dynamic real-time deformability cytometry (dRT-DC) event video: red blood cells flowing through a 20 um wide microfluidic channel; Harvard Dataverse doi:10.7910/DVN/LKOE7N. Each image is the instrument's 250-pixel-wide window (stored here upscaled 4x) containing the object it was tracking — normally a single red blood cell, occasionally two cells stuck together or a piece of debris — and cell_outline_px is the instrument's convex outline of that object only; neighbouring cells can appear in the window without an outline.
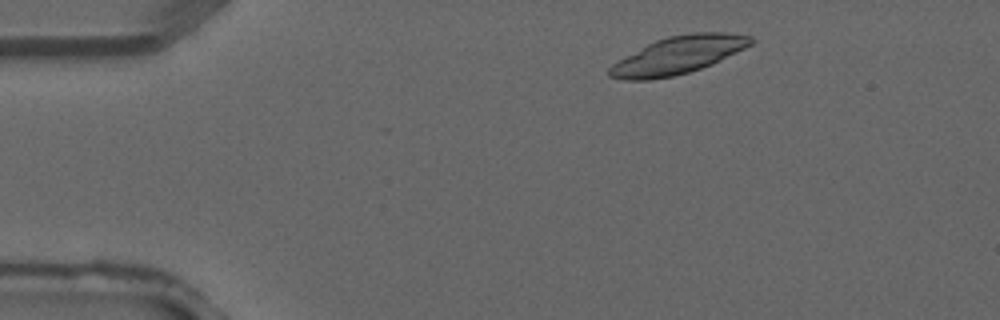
{"species": "common noctule bat (a hibernating species)", "species_latin": "Nyctalus noctula", "temperature_condition": "warm", "stored_images_in_passage": 2, "segment_of_instrument_passage": [2, 2], "camera_frame_rate_fps": 3000, "um_per_image_px": 0.085, "animal": {"sex": "male", "forearm_length_mm": 52.5}, "frame": {"image": 1, "passage_image": 2, "time_ms": 0.333, "image_size_px": [1000, 320], "cell_outline_px": [[756, 40], [752, 44], [712, 64], [688, 72], [672, 76], [648, 80], [624, 80], [608, 76], [608, 68], [612, 64], [648, 44], [656, 40], [668, 36], [692, 32], [724, 32], [752, 36]], "centroid_in_image_um": [57.65, 4.68], "position_along_channel_um": 27.3, "area_um2": 30.63}}